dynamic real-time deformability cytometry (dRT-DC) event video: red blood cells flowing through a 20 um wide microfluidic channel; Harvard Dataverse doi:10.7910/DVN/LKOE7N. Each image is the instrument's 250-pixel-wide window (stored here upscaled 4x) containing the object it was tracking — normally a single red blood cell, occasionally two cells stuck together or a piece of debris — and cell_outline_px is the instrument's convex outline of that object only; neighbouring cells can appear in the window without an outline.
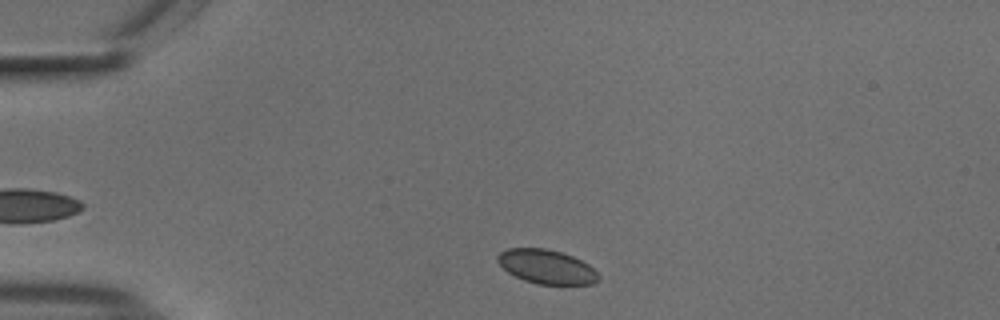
{"species": "common noctule bat (a hibernating species)", "species_latin": "Nyctalus noctula", "temperature_condition": "cold", "stored_images_in_passage": 34, "camera_frame_rate_fps": 3000, "um_per_image_px": 0.085, "animal": {"sex": "male", "body_mass_g": 18.8}, "frame": {"image": 1, "passage_image": 2, "time_ms": 0.333, "image_size_px": [1000, 320], "cell_outline_px": [[600, 280], [592, 284], [536, 284], [524, 280], [508, 272], [496, 260], [496, 256], [500, 252], [508, 248], [544, 248], [560, 252], [572, 256], [588, 264], [600, 276]], "centroid_in_image_um": [46.45, 22.67], "position_along_channel_um": 38.5, "area_um2": 19.94}}
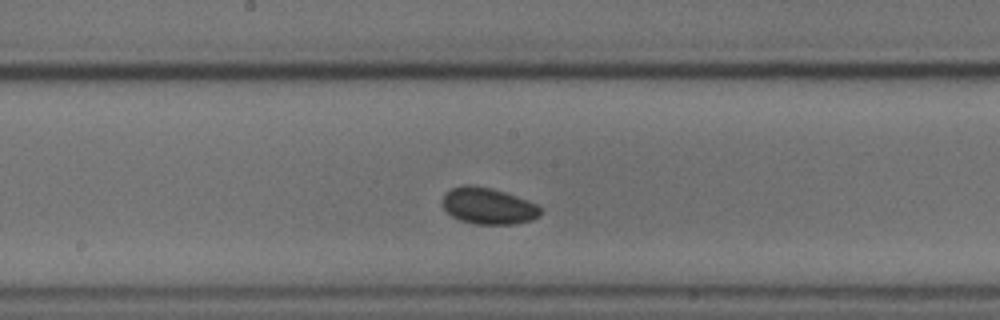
{"frame": {"image": 2, "passage_image": 19, "time_ms": 6.0, "image_size_px": [1000, 320], "cell_outline_px": [[540, 216], [532, 220], [516, 224], [476, 224], [460, 220], [452, 216], [440, 204], [444, 192], [452, 188], [464, 184], [472, 184], [492, 188], [528, 200], [536, 204], [540, 208]], "centroid_in_image_um": [41.46, 17.5], "position_along_channel_um": 206.7, "area_um2": 21.04}}
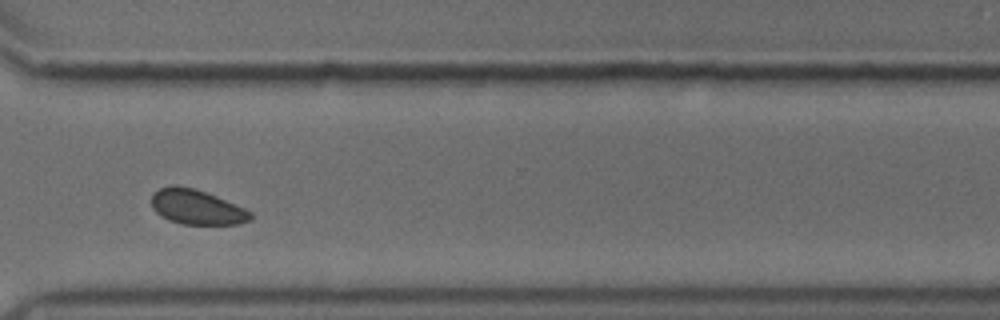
{"frame": {"image": 3, "passage_image": 31, "time_ms": 10.0, "image_size_px": [1000, 320], "cell_outline_px": [[252, 220], [240, 224], [180, 224], [168, 220], [156, 212], [152, 208], [152, 196], [160, 188], [192, 188], [216, 196], [244, 208], [252, 212]], "centroid_in_image_um": [16.77, 17.65], "position_along_channel_um": 353.8, "area_um2": 19.54}, "authors_computed_cell_mechanics": {"area_um2": 20.2011, "velocity_mm_per_s": 3.6745, "shape_relaxation_time_tau1_ms": 1.656, "shape_relaxation_time_tau2_ms": null, "deformation_change_tau1": 0.0309, "deformation_change_tau2": null}}